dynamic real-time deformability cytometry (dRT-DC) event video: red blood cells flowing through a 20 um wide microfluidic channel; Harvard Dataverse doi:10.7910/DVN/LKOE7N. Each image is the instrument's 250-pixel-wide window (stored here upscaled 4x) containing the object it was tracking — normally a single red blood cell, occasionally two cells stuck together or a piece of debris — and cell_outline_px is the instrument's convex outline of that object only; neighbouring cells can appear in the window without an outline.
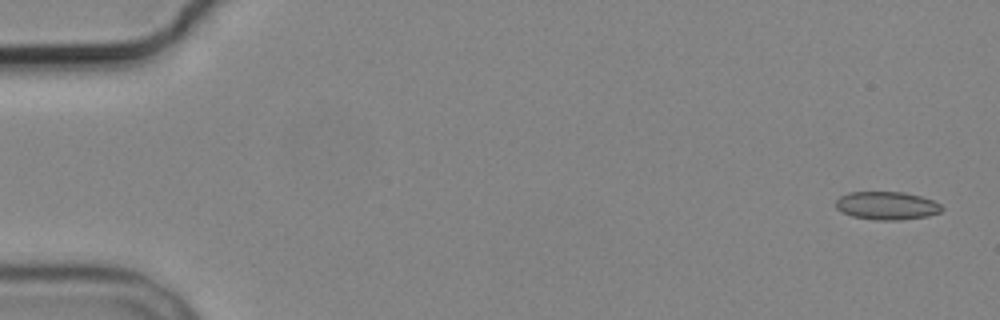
{"species": "common noctule bat (a hibernating species)", "species_latin": "Nyctalus noctula", "temperature_condition": "cold", "stored_images_in_passage": 6, "camera_frame_rate_fps": 3000, "um_per_image_px": 0.085, "animal": {"sex": "male", "body_mass_g": 19.2, "forearm_length_mm": 51.8}, "frame": {"image": 1, "passage_image": 1, "time_ms": 0.0, "image_size_px": [1000, 320], "cell_outline_px": [[944, 208], [940, 212], [928, 216], [896, 220], [876, 220], [852, 216], [836, 208], [836, 200], [840, 196], [848, 192], [904, 192], [920, 196], [932, 200], [940, 204]], "centroid_in_image_um": [75.38, 17.47], "position_along_channel_um": 9.6, "area_um2": 17.28}}
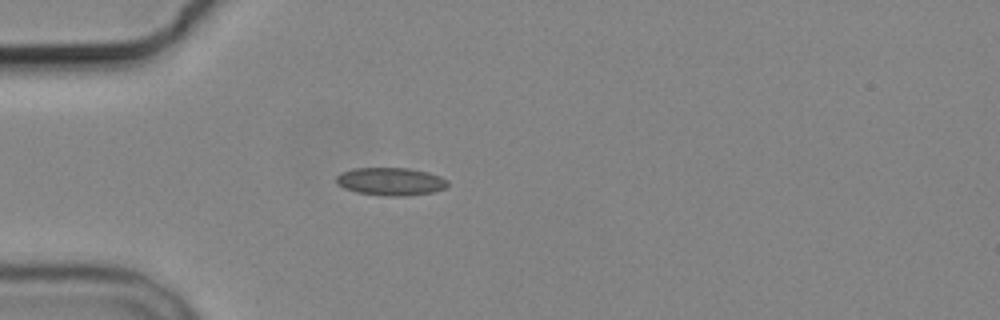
{"frame": {"image": 2, "passage_image": 5, "time_ms": 4.667, "image_size_px": [1000, 320], "cell_outline_px": [[448, 184], [444, 188], [432, 192], [404, 196], [384, 196], [356, 192], [344, 188], [336, 180], [336, 176], [340, 172], [352, 168], [408, 168], [428, 172], [440, 176], [448, 180]], "centroid_in_image_um": [33.2, 15.42], "position_along_channel_um": 51.8, "area_um2": 18.09}}